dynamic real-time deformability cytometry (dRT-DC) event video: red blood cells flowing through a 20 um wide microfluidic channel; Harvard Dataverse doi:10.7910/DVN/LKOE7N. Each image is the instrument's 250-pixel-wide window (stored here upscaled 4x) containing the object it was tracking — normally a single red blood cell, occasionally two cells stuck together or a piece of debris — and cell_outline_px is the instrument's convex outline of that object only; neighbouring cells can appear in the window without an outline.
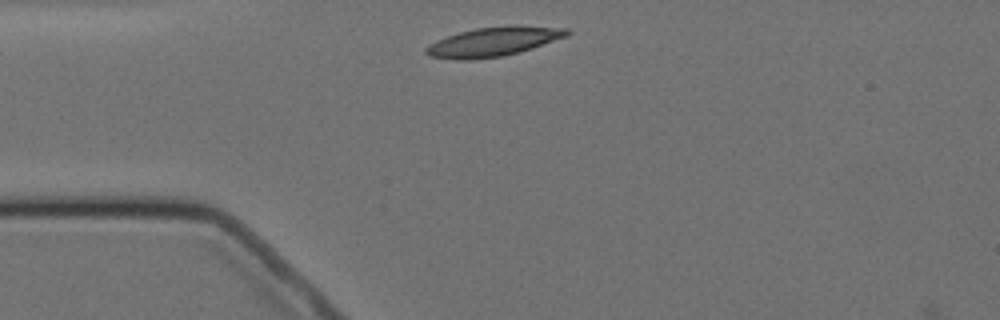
{"species": "Egyptian fruit bat (a non-hibernating species)", "species_latin": "Rousettus aegyptiacus", "temperature_condition": "cold", "stored_images_in_passage": 2, "camera_frame_rate_fps": 3000, "um_per_image_px": 0.085, "animal": {"sex": "female"}, "frame": {"image": 1, "passage_image": 1, "time_ms": 0.0, "image_size_px": [1000, 320], "cell_outline_px": [[572, 32], [568, 36], [520, 52], [504, 56], [468, 60], [456, 60], [428, 56], [424, 52], [424, 48], [428, 44], [436, 40], [460, 32], [476, 28], [512, 24], [516, 24], [568, 28]], "centroid_in_image_um": [41.96, 3.53], "position_along_channel_um": 43.0, "area_um2": 24.51}}